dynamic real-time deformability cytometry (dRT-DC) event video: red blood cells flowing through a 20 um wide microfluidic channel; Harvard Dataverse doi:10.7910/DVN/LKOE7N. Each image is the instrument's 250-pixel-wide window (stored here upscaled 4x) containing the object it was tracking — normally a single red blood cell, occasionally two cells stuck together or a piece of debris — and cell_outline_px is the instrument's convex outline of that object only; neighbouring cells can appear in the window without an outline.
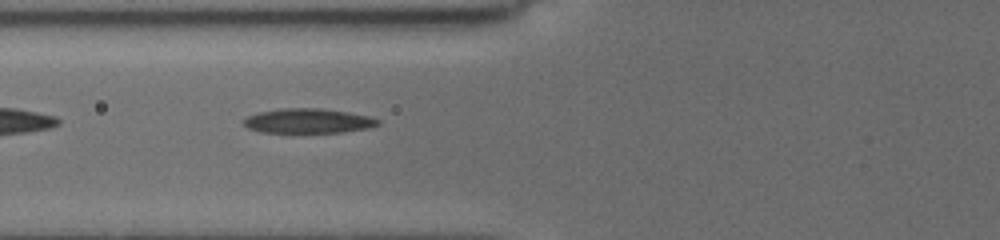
{"species": "common noctule bat (a hibernating species)", "species_latin": "Nyctalus noctula", "temperature_condition": "cold", "stored_images_in_passage": 29, "camera_frame_rate_fps": 3000, "um_per_image_px": 0.085, "animal": {"sex": "female", "body_mass_g": 19.5, "forearm_length_mm": 54.1}, "frame": {"image": 1, "passage_image": 4, "time_ms": 0.667, "image_size_px": [1000, 240], "cell_outline_px": [[380, 124], [368, 128], [340, 132], [260, 132], [248, 128], [244, 124], [244, 120], [248, 116], [256, 112], [280, 108], [324, 108], [348, 112], [368, 116], [380, 120]], "centroid_in_image_um": [26.18, 10.26], "position_along_channel_um": 99.6, "area_um2": 19.25}}
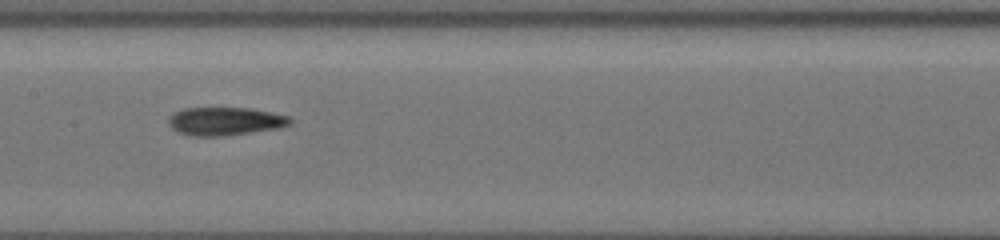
{"frame": {"image": 2, "passage_image": 17, "time_ms": 3.0, "image_size_px": [1000, 240], "cell_outline_px": [[292, 120], [288, 124], [276, 128], [220, 136], [192, 136], [180, 132], [172, 128], [168, 124], [168, 120], [176, 112], [184, 108], [248, 108], [288, 116]], "centroid_in_image_um": [19.09, 10.3], "position_along_channel_um": 188.3, "area_um2": 19.36}}
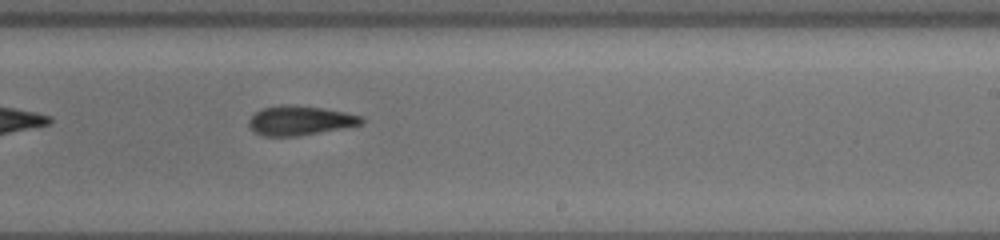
{"frame": {"image": 3, "passage_image": 25, "time_ms": 5.0, "image_size_px": [1000, 240], "cell_outline_px": [[364, 120], [360, 124], [340, 128], [296, 136], [260, 136], [248, 124], [248, 120], [256, 112], [264, 108], [280, 104], [288, 104], [320, 108], [344, 112], [364, 116]], "centroid_in_image_um": [25.46, 10.24], "position_along_channel_um": 263.5, "area_um2": 18.96}}